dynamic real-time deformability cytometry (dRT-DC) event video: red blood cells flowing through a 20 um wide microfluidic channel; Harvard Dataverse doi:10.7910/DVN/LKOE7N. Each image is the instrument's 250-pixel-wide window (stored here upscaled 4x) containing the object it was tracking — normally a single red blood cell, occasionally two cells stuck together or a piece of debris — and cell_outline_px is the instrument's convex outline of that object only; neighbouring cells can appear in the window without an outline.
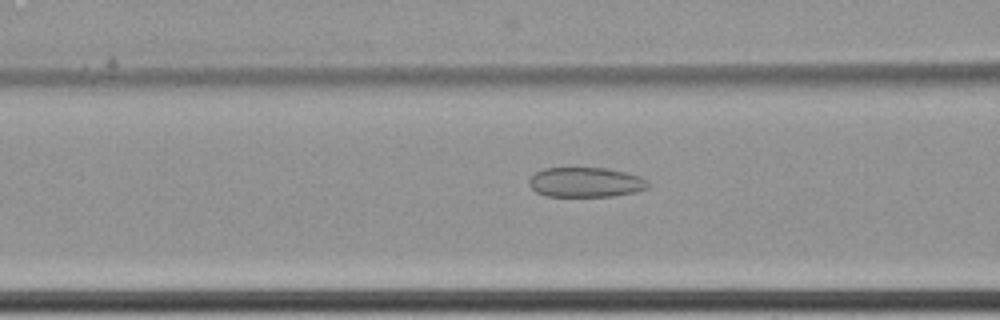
{"species": "common noctule bat (a hibernating species)", "species_latin": "Nyctalus noctula", "temperature_condition": "cold", "stored_images_in_passage": 49, "camera_frame_rate_fps": 3000, "um_per_image_px": 0.085, "animal": {"sex": "female", "body_mass_g": 22.7, "forearm_length_mm": 54.2}, "frame": {"image": 1, "passage_image": 20, "time_ms": 6.333, "image_size_px": [1000, 320], "cell_outline_px": [[652, 184], [648, 188], [636, 192], [612, 196], [544, 196], [536, 192], [528, 184], [528, 180], [536, 172], [544, 168], [604, 168], [624, 172], [640, 176], [648, 180]], "centroid_in_image_um": [49.8, 15.5], "position_along_channel_um": 116.8, "area_um2": 20.81}}
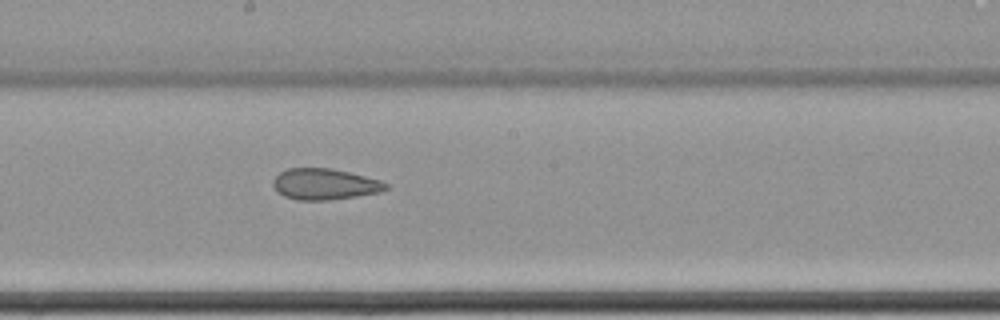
{"frame": {"image": 2, "passage_image": 29, "time_ms": 9.333, "image_size_px": [1000, 320], "cell_outline_px": [[388, 188], [380, 192], [356, 196], [328, 200], [296, 200], [284, 196], [276, 192], [272, 184], [272, 180], [280, 172], [288, 168], [332, 168], [380, 180], [388, 184]], "centroid_in_image_um": [27.56, 15.65], "position_along_channel_um": 220.6, "area_um2": 20.46}}
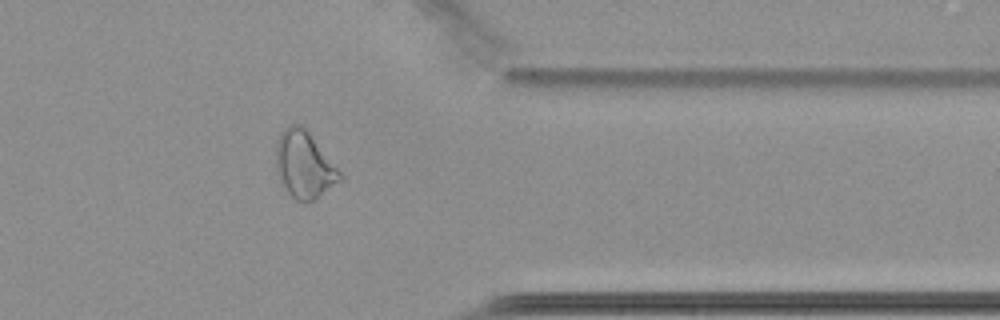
{"frame": {"image": 3, "passage_image": 44, "time_ms": 14.333, "image_size_px": [1000, 320], "cell_outline_px": [[344, 180], [312, 200], [296, 200], [288, 192], [276, 172], [276, 140], [280, 132], [288, 124], [300, 124], [308, 132], [344, 176]], "centroid_in_image_um": [25.85, 13.98], "position_along_channel_um": 385.5, "area_um2": 24.62}}